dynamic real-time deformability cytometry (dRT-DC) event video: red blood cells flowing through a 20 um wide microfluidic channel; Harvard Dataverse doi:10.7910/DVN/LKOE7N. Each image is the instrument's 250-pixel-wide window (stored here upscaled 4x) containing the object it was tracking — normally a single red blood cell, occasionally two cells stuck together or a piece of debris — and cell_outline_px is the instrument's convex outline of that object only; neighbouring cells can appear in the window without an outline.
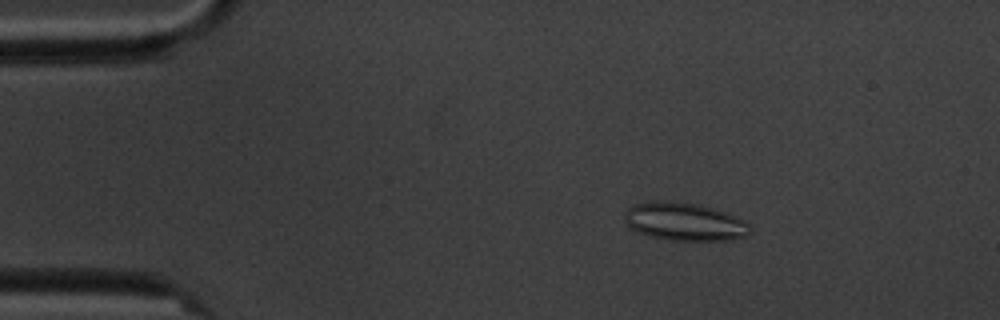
{"species": "common noctule bat (a hibernating species)", "species_latin": "Nyctalus noctula", "temperature_condition": "cold", "stored_images_in_passage": 4, "camera_frame_rate_fps": 3000, "um_per_image_px": 0.085, "animal": {"sex": "male", "body_mass_g": 20.1, "forearm_length_mm": 53.5}, "frame": {"image": 1, "passage_image": 3, "time_ms": 2.333, "image_size_px": [1000, 320], "cell_outline_px": [[752, 232], [748, 236], [732, 240], [668, 240], [648, 236], [632, 228], [628, 224], [624, 216], [624, 212], [628, 208], [636, 204], [652, 200], [664, 200], [696, 204], [724, 212], [748, 224], [752, 228]], "centroid_in_image_um": [58.17, 18.85], "position_along_channel_um": 26.8, "area_um2": 27.57}}